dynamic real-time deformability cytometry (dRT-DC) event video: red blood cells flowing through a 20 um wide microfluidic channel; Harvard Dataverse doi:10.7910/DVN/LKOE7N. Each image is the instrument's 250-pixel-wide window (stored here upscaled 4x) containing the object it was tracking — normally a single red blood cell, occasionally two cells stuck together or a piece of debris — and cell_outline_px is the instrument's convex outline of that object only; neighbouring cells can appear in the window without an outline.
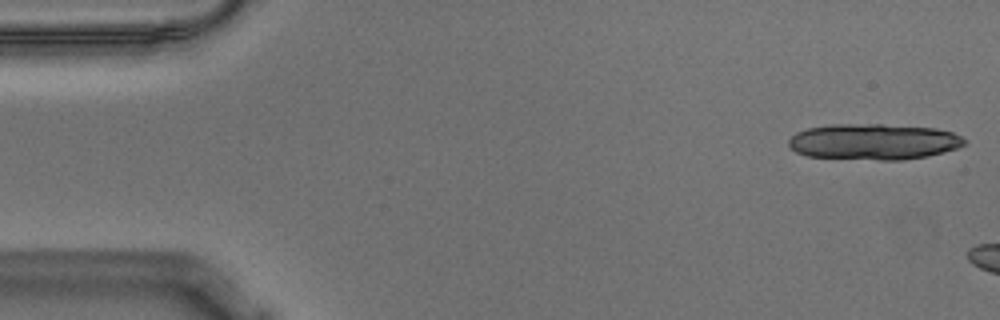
{"species": "Egyptian fruit bat (a non-hibernating species)", "species_latin": "Rousettus aegyptiacus", "temperature_condition": "warm", "stored_images_in_passage": 6, "camera_frame_rate_fps": 3000, "um_per_image_px": 0.085, "animal": {"sex": "male"}, "frame": {"image": 1, "passage_image": 1, "time_ms": 0.0, "image_size_px": [1000, 320], "cell_outline_px": [[968, 140], [964, 144], [956, 148], [944, 152], [928, 156], [904, 160], [880, 160], [808, 156], [796, 152], [788, 144], [788, 140], [796, 132], [808, 128], [832, 124], [880, 124], [936, 128], [952, 132]], "centroid_in_image_um": [74.27, 12.04], "position_along_channel_um": 10.7, "area_um2": 36.88}}